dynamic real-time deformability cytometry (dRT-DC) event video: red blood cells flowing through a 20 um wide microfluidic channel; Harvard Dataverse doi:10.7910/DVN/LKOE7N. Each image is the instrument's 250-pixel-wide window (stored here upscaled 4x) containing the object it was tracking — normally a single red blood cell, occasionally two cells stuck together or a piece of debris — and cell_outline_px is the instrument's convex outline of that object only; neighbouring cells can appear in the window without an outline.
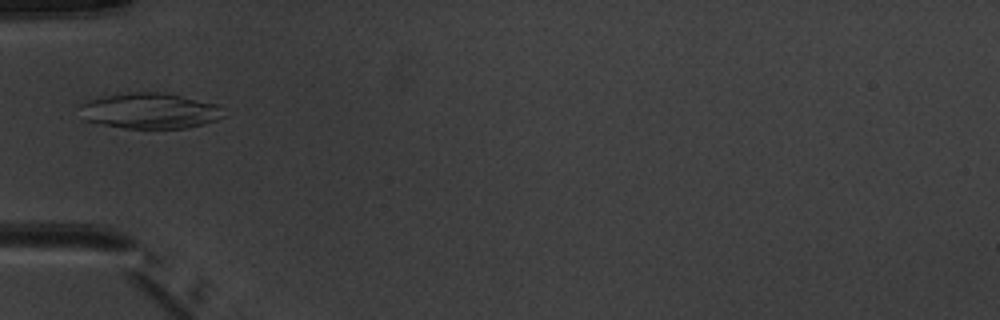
{"species": "common noctule bat (a hibernating species)", "species_latin": "Nyctalus noctula", "temperature_condition": "warm", "stored_images_in_passage": 1, "camera_frame_rate_fps": 3000, "um_per_image_px": 0.085, "animal": {"sex": "male", "body_mass_g": 20.1, "forearm_length_mm": 53.5}, "frame": {"image": 1, "passage_image": 1, "time_ms": 0.0, "image_size_px": [1000, 320], "cell_outline_px": [[228, 116], [204, 124], [184, 128], [124, 128], [84, 120], [80, 104], [88, 100], [108, 96], [132, 92], [164, 92], [220, 104]], "centroid_in_image_um": [12.84, 9.42], "position_along_channel_um": 72.2, "area_um2": 29.94}}